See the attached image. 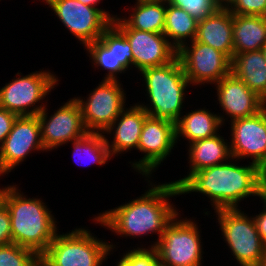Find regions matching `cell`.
<instances>
[{
	"label": "cell",
	"instance_id": "6da1fadb",
	"mask_svg": "<svg viewBox=\"0 0 266 266\" xmlns=\"http://www.w3.org/2000/svg\"><path fill=\"white\" fill-rule=\"evenodd\" d=\"M180 195L199 192L211 198L215 211L238 208L251 195L266 193V173L251 162L248 166L223 163L193 173L180 187Z\"/></svg>",
	"mask_w": 266,
	"mask_h": 266
},
{
	"label": "cell",
	"instance_id": "7a4b0ae2",
	"mask_svg": "<svg viewBox=\"0 0 266 266\" xmlns=\"http://www.w3.org/2000/svg\"><path fill=\"white\" fill-rule=\"evenodd\" d=\"M176 195H180V190L173 182L152 185L141 197L93 219L120 236L139 237L157 232L160 239L165 227L179 214L168 202L169 197Z\"/></svg>",
	"mask_w": 266,
	"mask_h": 266
},
{
	"label": "cell",
	"instance_id": "3957f363",
	"mask_svg": "<svg viewBox=\"0 0 266 266\" xmlns=\"http://www.w3.org/2000/svg\"><path fill=\"white\" fill-rule=\"evenodd\" d=\"M17 187L7 186L3 203L9 210L12 243L34 251L39 257L57 234L51 211L37 198H26Z\"/></svg>",
	"mask_w": 266,
	"mask_h": 266
},
{
	"label": "cell",
	"instance_id": "277c9868",
	"mask_svg": "<svg viewBox=\"0 0 266 266\" xmlns=\"http://www.w3.org/2000/svg\"><path fill=\"white\" fill-rule=\"evenodd\" d=\"M152 108L140 105L154 119H164L174 124L181 116L185 89L189 81L179 57L163 66L141 71Z\"/></svg>",
	"mask_w": 266,
	"mask_h": 266
},
{
	"label": "cell",
	"instance_id": "5b68a950",
	"mask_svg": "<svg viewBox=\"0 0 266 266\" xmlns=\"http://www.w3.org/2000/svg\"><path fill=\"white\" fill-rule=\"evenodd\" d=\"M113 244L97 240L87 229L76 228L67 234H56L40 256L41 266H100Z\"/></svg>",
	"mask_w": 266,
	"mask_h": 266
},
{
	"label": "cell",
	"instance_id": "8992f818",
	"mask_svg": "<svg viewBox=\"0 0 266 266\" xmlns=\"http://www.w3.org/2000/svg\"><path fill=\"white\" fill-rule=\"evenodd\" d=\"M227 246L240 266H260L266 259V245L260 238L253 217L238 208L216 210Z\"/></svg>",
	"mask_w": 266,
	"mask_h": 266
},
{
	"label": "cell",
	"instance_id": "52a82bcc",
	"mask_svg": "<svg viewBox=\"0 0 266 266\" xmlns=\"http://www.w3.org/2000/svg\"><path fill=\"white\" fill-rule=\"evenodd\" d=\"M176 215L165 227L162 236L151 245L161 266H201L202 245L198 226Z\"/></svg>",
	"mask_w": 266,
	"mask_h": 266
},
{
	"label": "cell",
	"instance_id": "ba28073f",
	"mask_svg": "<svg viewBox=\"0 0 266 266\" xmlns=\"http://www.w3.org/2000/svg\"><path fill=\"white\" fill-rule=\"evenodd\" d=\"M57 82V77L48 71H36L23 77H16L0 88V107L18 116L38 115L45 105L33 106L44 100ZM31 106L33 109L30 110Z\"/></svg>",
	"mask_w": 266,
	"mask_h": 266
},
{
	"label": "cell",
	"instance_id": "9c48e42d",
	"mask_svg": "<svg viewBox=\"0 0 266 266\" xmlns=\"http://www.w3.org/2000/svg\"><path fill=\"white\" fill-rule=\"evenodd\" d=\"M66 28L86 46L97 41L117 17L78 0H44Z\"/></svg>",
	"mask_w": 266,
	"mask_h": 266
},
{
	"label": "cell",
	"instance_id": "30bf717a",
	"mask_svg": "<svg viewBox=\"0 0 266 266\" xmlns=\"http://www.w3.org/2000/svg\"><path fill=\"white\" fill-rule=\"evenodd\" d=\"M123 88L119 80H103L87 100L78 99L84 126L88 132L104 133L125 109Z\"/></svg>",
	"mask_w": 266,
	"mask_h": 266
},
{
	"label": "cell",
	"instance_id": "8fae6325",
	"mask_svg": "<svg viewBox=\"0 0 266 266\" xmlns=\"http://www.w3.org/2000/svg\"><path fill=\"white\" fill-rule=\"evenodd\" d=\"M188 45L186 42L177 56L190 84H216L231 73L232 60L224 53L195 39Z\"/></svg>",
	"mask_w": 266,
	"mask_h": 266
},
{
	"label": "cell",
	"instance_id": "7c38bea8",
	"mask_svg": "<svg viewBox=\"0 0 266 266\" xmlns=\"http://www.w3.org/2000/svg\"><path fill=\"white\" fill-rule=\"evenodd\" d=\"M112 24L125 36L131 46L133 65L141 72L149 67H158L173 61L178 51L163 33H153L130 28L121 18Z\"/></svg>",
	"mask_w": 266,
	"mask_h": 266
},
{
	"label": "cell",
	"instance_id": "4fadbf2b",
	"mask_svg": "<svg viewBox=\"0 0 266 266\" xmlns=\"http://www.w3.org/2000/svg\"><path fill=\"white\" fill-rule=\"evenodd\" d=\"M46 110L45 106L37 115L41 139L46 151L66 142L78 140L88 133L83 123L80 105L75 98L67 101L50 118Z\"/></svg>",
	"mask_w": 266,
	"mask_h": 266
},
{
	"label": "cell",
	"instance_id": "5bb4252c",
	"mask_svg": "<svg viewBox=\"0 0 266 266\" xmlns=\"http://www.w3.org/2000/svg\"><path fill=\"white\" fill-rule=\"evenodd\" d=\"M232 159L251 157L266 173V106L257 114L231 121Z\"/></svg>",
	"mask_w": 266,
	"mask_h": 266
},
{
	"label": "cell",
	"instance_id": "9a60e30c",
	"mask_svg": "<svg viewBox=\"0 0 266 266\" xmlns=\"http://www.w3.org/2000/svg\"><path fill=\"white\" fill-rule=\"evenodd\" d=\"M176 143L175 124L148 116L142 126L138 150L146 155L132 167L146 177L166 159ZM150 174V175H149Z\"/></svg>",
	"mask_w": 266,
	"mask_h": 266
},
{
	"label": "cell",
	"instance_id": "2e32d148",
	"mask_svg": "<svg viewBox=\"0 0 266 266\" xmlns=\"http://www.w3.org/2000/svg\"><path fill=\"white\" fill-rule=\"evenodd\" d=\"M32 150H45L38 116H18L0 148V175L11 172Z\"/></svg>",
	"mask_w": 266,
	"mask_h": 266
},
{
	"label": "cell",
	"instance_id": "e0dca14e",
	"mask_svg": "<svg viewBox=\"0 0 266 266\" xmlns=\"http://www.w3.org/2000/svg\"><path fill=\"white\" fill-rule=\"evenodd\" d=\"M215 85L219 104L231 121L255 115L266 106V102L232 72Z\"/></svg>",
	"mask_w": 266,
	"mask_h": 266
},
{
	"label": "cell",
	"instance_id": "ac0fdd59",
	"mask_svg": "<svg viewBox=\"0 0 266 266\" xmlns=\"http://www.w3.org/2000/svg\"><path fill=\"white\" fill-rule=\"evenodd\" d=\"M195 40L213 47L227 55L234 56L232 13L220 7L209 17L198 21Z\"/></svg>",
	"mask_w": 266,
	"mask_h": 266
},
{
	"label": "cell",
	"instance_id": "d6986e66",
	"mask_svg": "<svg viewBox=\"0 0 266 266\" xmlns=\"http://www.w3.org/2000/svg\"><path fill=\"white\" fill-rule=\"evenodd\" d=\"M148 116L140 104H135L120 113L118 118L105 131L110 134L115 129L113 132L114 140L111 145L106 138L111 157L133 148L138 149L142 126Z\"/></svg>",
	"mask_w": 266,
	"mask_h": 266
},
{
	"label": "cell",
	"instance_id": "ffe728a7",
	"mask_svg": "<svg viewBox=\"0 0 266 266\" xmlns=\"http://www.w3.org/2000/svg\"><path fill=\"white\" fill-rule=\"evenodd\" d=\"M189 162L191 163L188 176L173 181L179 188L193 173L215 165L226 163L231 156L230 144L224 141L220 134L189 143ZM229 145V146H228ZM229 159V160H228Z\"/></svg>",
	"mask_w": 266,
	"mask_h": 266
},
{
	"label": "cell",
	"instance_id": "44dd1931",
	"mask_svg": "<svg viewBox=\"0 0 266 266\" xmlns=\"http://www.w3.org/2000/svg\"><path fill=\"white\" fill-rule=\"evenodd\" d=\"M231 72L266 102V59L262 50L234 55Z\"/></svg>",
	"mask_w": 266,
	"mask_h": 266
},
{
	"label": "cell",
	"instance_id": "7402d4cb",
	"mask_svg": "<svg viewBox=\"0 0 266 266\" xmlns=\"http://www.w3.org/2000/svg\"><path fill=\"white\" fill-rule=\"evenodd\" d=\"M234 55L262 50L266 44V17L232 14Z\"/></svg>",
	"mask_w": 266,
	"mask_h": 266
},
{
	"label": "cell",
	"instance_id": "603a6c76",
	"mask_svg": "<svg viewBox=\"0 0 266 266\" xmlns=\"http://www.w3.org/2000/svg\"><path fill=\"white\" fill-rule=\"evenodd\" d=\"M224 116L212 114L199 109L180 117L175 124L176 142L179 136L185 137L190 143L217 135L218 128L223 125Z\"/></svg>",
	"mask_w": 266,
	"mask_h": 266
},
{
	"label": "cell",
	"instance_id": "cb8c5ba5",
	"mask_svg": "<svg viewBox=\"0 0 266 266\" xmlns=\"http://www.w3.org/2000/svg\"><path fill=\"white\" fill-rule=\"evenodd\" d=\"M133 13L122 20L133 29L163 33L165 24V0H137Z\"/></svg>",
	"mask_w": 266,
	"mask_h": 266
},
{
	"label": "cell",
	"instance_id": "d4e9b609",
	"mask_svg": "<svg viewBox=\"0 0 266 266\" xmlns=\"http://www.w3.org/2000/svg\"><path fill=\"white\" fill-rule=\"evenodd\" d=\"M198 21L184 9L166 2L165 24L163 34L171 45L179 51L186 43V38L193 41L197 34ZM184 39V40H183Z\"/></svg>",
	"mask_w": 266,
	"mask_h": 266
},
{
	"label": "cell",
	"instance_id": "484cf974",
	"mask_svg": "<svg viewBox=\"0 0 266 266\" xmlns=\"http://www.w3.org/2000/svg\"><path fill=\"white\" fill-rule=\"evenodd\" d=\"M85 47L87 52L90 53L89 57H92L94 65L108 70L107 77L104 80H117L116 74L124 73L127 70L122 64H116L113 24L104 31L97 41L88 43Z\"/></svg>",
	"mask_w": 266,
	"mask_h": 266
},
{
	"label": "cell",
	"instance_id": "4316f807",
	"mask_svg": "<svg viewBox=\"0 0 266 266\" xmlns=\"http://www.w3.org/2000/svg\"><path fill=\"white\" fill-rule=\"evenodd\" d=\"M72 144L74 147L73 158L82 156L85 157L90 164L97 163L100 166L108 162V159H111L106 137L102 133L88 132L84 137L72 141Z\"/></svg>",
	"mask_w": 266,
	"mask_h": 266
},
{
	"label": "cell",
	"instance_id": "83f0119b",
	"mask_svg": "<svg viewBox=\"0 0 266 266\" xmlns=\"http://www.w3.org/2000/svg\"><path fill=\"white\" fill-rule=\"evenodd\" d=\"M40 257L15 243L0 246V266H39Z\"/></svg>",
	"mask_w": 266,
	"mask_h": 266
},
{
	"label": "cell",
	"instance_id": "f1b7e54d",
	"mask_svg": "<svg viewBox=\"0 0 266 266\" xmlns=\"http://www.w3.org/2000/svg\"><path fill=\"white\" fill-rule=\"evenodd\" d=\"M168 4L184 9L197 21L212 15L220 6L215 0H165Z\"/></svg>",
	"mask_w": 266,
	"mask_h": 266
},
{
	"label": "cell",
	"instance_id": "f546056e",
	"mask_svg": "<svg viewBox=\"0 0 266 266\" xmlns=\"http://www.w3.org/2000/svg\"><path fill=\"white\" fill-rule=\"evenodd\" d=\"M158 255L154 248H137L123 255L117 266H158Z\"/></svg>",
	"mask_w": 266,
	"mask_h": 266
},
{
	"label": "cell",
	"instance_id": "4dcf8cb0",
	"mask_svg": "<svg viewBox=\"0 0 266 266\" xmlns=\"http://www.w3.org/2000/svg\"><path fill=\"white\" fill-rule=\"evenodd\" d=\"M226 8L234 15L266 17V0H232Z\"/></svg>",
	"mask_w": 266,
	"mask_h": 266
},
{
	"label": "cell",
	"instance_id": "1f68e13d",
	"mask_svg": "<svg viewBox=\"0 0 266 266\" xmlns=\"http://www.w3.org/2000/svg\"><path fill=\"white\" fill-rule=\"evenodd\" d=\"M114 56L116 64H122L126 69L133 65V55L129 41L114 26Z\"/></svg>",
	"mask_w": 266,
	"mask_h": 266
},
{
	"label": "cell",
	"instance_id": "d6a6232c",
	"mask_svg": "<svg viewBox=\"0 0 266 266\" xmlns=\"http://www.w3.org/2000/svg\"><path fill=\"white\" fill-rule=\"evenodd\" d=\"M12 243L11 219L4 203L0 205V246Z\"/></svg>",
	"mask_w": 266,
	"mask_h": 266
},
{
	"label": "cell",
	"instance_id": "836d02e7",
	"mask_svg": "<svg viewBox=\"0 0 266 266\" xmlns=\"http://www.w3.org/2000/svg\"><path fill=\"white\" fill-rule=\"evenodd\" d=\"M18 115L0 107V148L12 130Z\"/></svg>",
	"mask_w": 266,
	"mask_h": 266
},
{
	"label": "cell",
	"instance_id": "e575fe53",
	"mask_svg": "<svg viewBox=\"0 0 266 266\" xmlns=\"http://www.w3.org/2000/svg\"><path fill=\"white\" fill-rule=\"evenodd\" d=\"M264 202V209L256 217H253L256 223L257 231L260 234V238L262 239L263 243L266 245V193L261 198Z\"/></svg>",
	"mask_w": 266,
	"mask_h": 266
},
{
	"label": "cell",
	"instance_id": "d590c367",
	"mask_svg": "<svg viewBox=\"0 0 266 266\" xmlns=\"http://www.w3.org/2000/svg\"><path fill=\"white\" fill-rule=\"evenodd\" d=\"M78 1L90 7H95L97 3L100 2V0H78Z\"/></svg>",
	"mask_w": 266,
	"mask_h": 266
},
{
	"label": "cell",
	"instance_id": "8d00e7d4",
	"mask_svg": "<svg viewBox=\"0 0 266 266\" xmlns=\"http://www.w3.org/2000/svg\"><path fill=\"white\" fill-rule=\"evenodd\" d=\"M232 0H215L220 7H227Z\"/></svg>",
	"mask_w": 266,
	"mask_h": 266
},
{
	"label": "cell",
	"instance_id": "74e56055",
	"mask_svg": "<svg viewBox=\"0 0 266 266\" xmlns=\"http://www.w3.org/2000/svg\"><path fill=\"white\" fill-rule=\"evenodd\" d=\"M7 187L0 188V205L3 203V196Z\"/></svg>",
	"mask_w": 266,
	"mask_h": 266
},
{
	"label": "cell",
	"instance_id": "f35d334b",
	"mask_svg": "<svg viewBox=\"0 0 266 266\" xmlns=\"http://www.w3.org/2000/svg\"><path fill=\"white\" fill-rule=\"evenodd\" d=\"M262 51L264 53L265 59H266V44L264 45V47L262 48Z\"/></svg>",
	"mask_w": 266,
	"mask_h": 266
},
{
	"label": "cell",
	"instance_id": "ab89813d",
	"mask_svg": "<svg viewBox=\"0 0 266 266\" xmlns=\"http://www.w3.org/2000/svg\"><path fill=\"white\" fill-rule=\"evenodd\" d=\"M260 266H266V259L263 261V263Z\"/></svg>",
	"mask_w": 266,
	"mask_h": 266
}]
</instances>
